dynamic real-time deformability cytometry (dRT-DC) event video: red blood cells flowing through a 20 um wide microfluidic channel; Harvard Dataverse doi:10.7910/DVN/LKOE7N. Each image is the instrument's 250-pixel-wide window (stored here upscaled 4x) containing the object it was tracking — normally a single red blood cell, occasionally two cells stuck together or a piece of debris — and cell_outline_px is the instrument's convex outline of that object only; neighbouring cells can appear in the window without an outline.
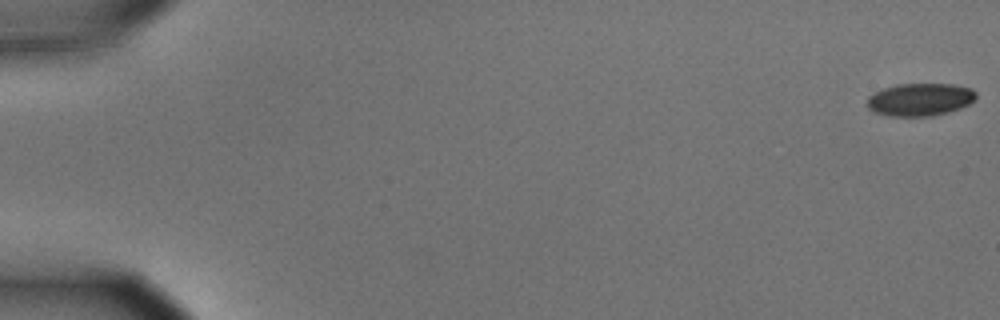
{"species": "common noctule bat (a hibernating species)", "species_latin": "Nyctalus noctula", "temperature_condition": "cold", "stored_images_in_passage": 26, "camera_frame_rate_fps": 3000, "um_per_image_px": 0.085, "animal": {"sex": "male", "body_mass_g": 15.6}, "frame": {"image": 1, "passage_image": 1, "time_ms": 0.0, "image_size_px": [1000, 320], "cell_outline_px": [[976, 100], [960, 108], [948, 112], [932, 116], [888, 116], [876, 112], [868, 108], [868, 96], [884, 88], [896, 84], [956, 84], [972, 88], [976, 92]], "centroid_in_image_um": [78.24, 8.45], "position_along_channel_um": 6.8, "area_um2": 20.81}}
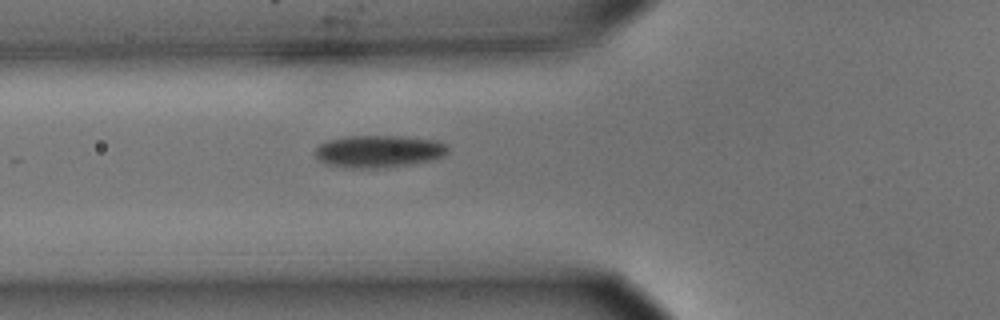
{"frame": {"image": 2, "passage_image": 22, "time_ms": 7.0, "image_size_px": [1000, 320], "cell_outline_px": [[448, 152], [444, 156], [412, 164], [384, 168], [348, 168], [324, 164], [316, 160], [316, 148], [320, 144], [328, 140], [344, 136], [400, 136], [436, 140], [448, 144]], "centroid_in_image_um": [32.17, 12.87], "position_along_channel_um": 93.6, "area_um2": 25.26}}
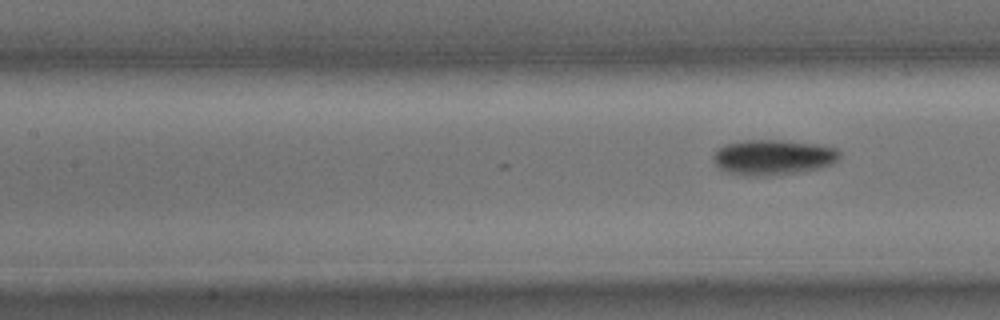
{"frame": {"image": 3, "passage_image": 26, "time_ms": 8.333, "image_size_px": [1000, 320], "cell_outline_px": [[840, 156], [832, 164], [820, 168], [796, 172], [756, 176], [752, 176], [728, 172], [720, 168], [716, 164], [712, 156], [716, 148], [724, 144], [744, 140], [780, 140], [816, 144], [836, 148], [840, 152]], "centroid_in_image_um": [65.69, 13.35], "position_along_channel_um": 141.7, "area_um2": 25.78}}